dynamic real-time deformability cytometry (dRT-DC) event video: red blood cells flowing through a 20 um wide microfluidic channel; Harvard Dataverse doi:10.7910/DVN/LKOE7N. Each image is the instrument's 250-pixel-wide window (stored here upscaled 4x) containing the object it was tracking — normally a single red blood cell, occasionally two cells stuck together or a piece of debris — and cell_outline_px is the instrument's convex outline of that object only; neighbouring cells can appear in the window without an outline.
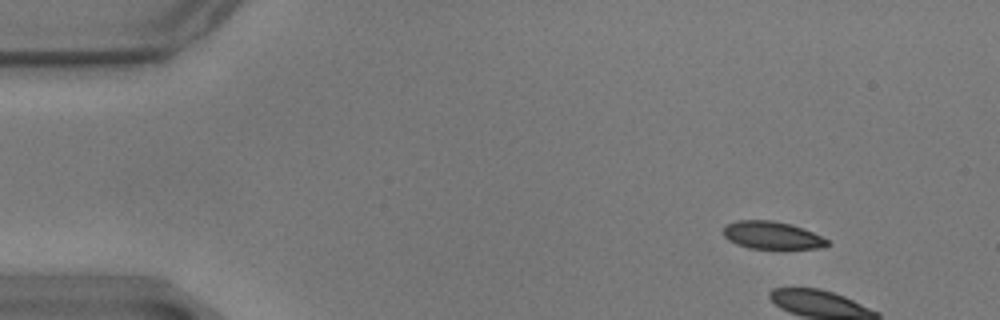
{"species": "common noctule bat (a hibernating species)", "species_latin": "Nyctalus noctula", "temperature_condition": "warm", "stored_images_in_passage": 4, "camera_frame_rate_fps": 3000, "um_per_image_px": 0.085, "animal": {"sex": "male", "body_mass_g": 17.9}, "frame": {"image": 1, "passage_image": 1, "time_ms": 0.0, "image_size_px": [1000, 320], "cell_outline_px": [[832, 244], [820, 248], [748, 248], [736, 244], [728, 240], [724, 236], [724, 224], [736, 220], [772, 220], [792, 224], [812, 232], [828, 240]], "centroid_in_image_um": [65.59, 19.99], "position_along_channel_um": 19.4, "area_um2": 16.76}}